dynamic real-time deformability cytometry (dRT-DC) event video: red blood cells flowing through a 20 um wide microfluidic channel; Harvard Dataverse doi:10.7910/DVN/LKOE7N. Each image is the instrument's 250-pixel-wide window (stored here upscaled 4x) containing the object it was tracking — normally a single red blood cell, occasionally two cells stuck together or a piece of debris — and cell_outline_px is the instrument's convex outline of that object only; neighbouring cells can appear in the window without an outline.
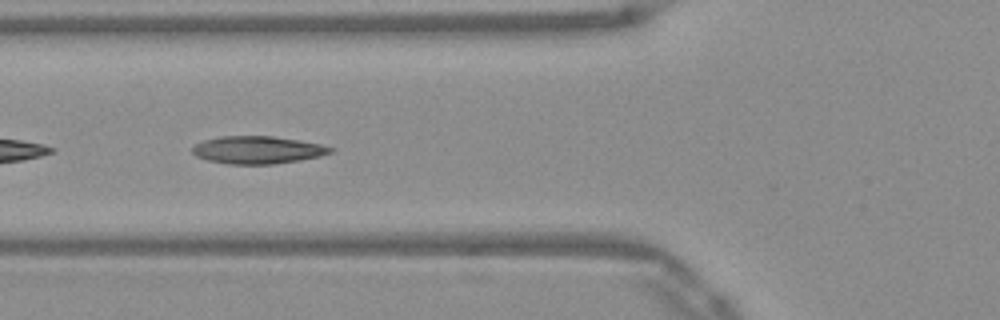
{"species": "Egyptian fruit bat (a non-hibernating species)", "species_latin": "Rousettus aegyptiacus", "temperature_condition": "warm", "stored_images_in_passage": 12, "camera_frame_rate_fps": 3000, "um_per_image_px": 0.085, "frame": {"image": 1, "passage_image": 4, "time_ms": 1.0, "image_size_px": [1000, 320], "cell_outline_px": [[336, 148], [332, 152], [320, 156], [300, 160], [272, 164], [228, 164], [208, 160], [196, 156], [192, 152], [192, 148], [196, 144], [204, 140], [220, 136], [272, 136], [300, 140], [320, 144]], "centroid_in_image_um": [21.91, 12.74], "position_along_channel_um": 103.9, "area_um2": 22.2}}
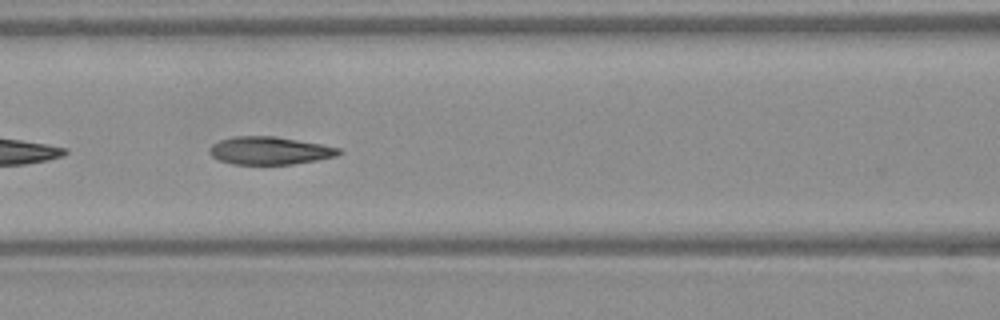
{"frame": {"image": 2, "passage_image": 7, "time_ms": 2.0, "image_size_px": [1000, 320], "cell_outline_px": [[344, 152], [336, 156], [316, 160], [292, 164], [232, 164], [220, 160], [212, 156], [208, 152], [208, 148], [212, 144], [220, 140], [232, 136], [276, 136], [320, 144], [340, 148]], "centroid_in_image_um": [22.9, 12.8], "position_along_channel_um": 143.7, "area_um2": 20.98}}